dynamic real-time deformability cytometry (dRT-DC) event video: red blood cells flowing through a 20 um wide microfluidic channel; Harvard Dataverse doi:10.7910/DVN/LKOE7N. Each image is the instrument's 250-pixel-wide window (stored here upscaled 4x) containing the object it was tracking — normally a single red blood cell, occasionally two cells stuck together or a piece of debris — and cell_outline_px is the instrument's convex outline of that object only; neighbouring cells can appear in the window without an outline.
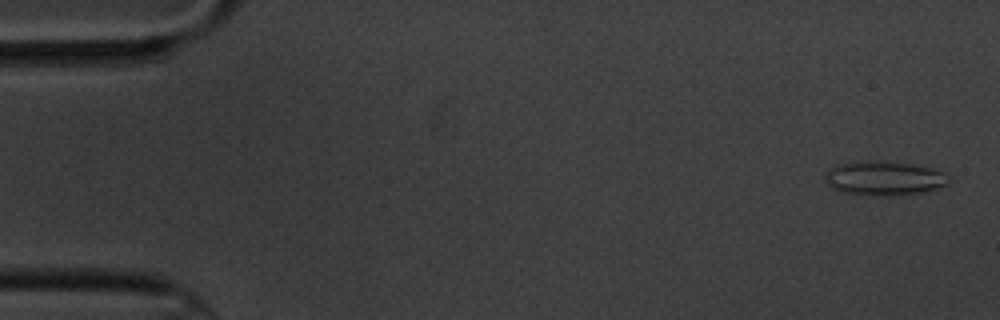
{"species": "common noctule bat (a hibernating species)", "species_latin": "Nyctalus noctula", "temperature_condition": "cold", "stored_images_in_passage": 6, "camera_frame_rate_fps": 3000, "um_per_image_px": 0.085, "animal": {"sex": "male", "body_mass_g": 20.1, "forearm_length_mm": 53.5}, "frame": {"image": 1, "passage_image": 6, "time_ms": 6.0, "image_size_px": [1000, 320], "cell_outline_px": [[948, 184], [924, 192], [888, 196], [868, 196], [844, 192], [832, 188], [824, 180], [824, 176], [828, 168], [840, 164], [864, 160], [912, 164], [932, 168], [944, 172]], "centroid_in_image_um": [75.09, 15.16], "position_along_channel_um": 9.9, "area_um2": 24.62}}